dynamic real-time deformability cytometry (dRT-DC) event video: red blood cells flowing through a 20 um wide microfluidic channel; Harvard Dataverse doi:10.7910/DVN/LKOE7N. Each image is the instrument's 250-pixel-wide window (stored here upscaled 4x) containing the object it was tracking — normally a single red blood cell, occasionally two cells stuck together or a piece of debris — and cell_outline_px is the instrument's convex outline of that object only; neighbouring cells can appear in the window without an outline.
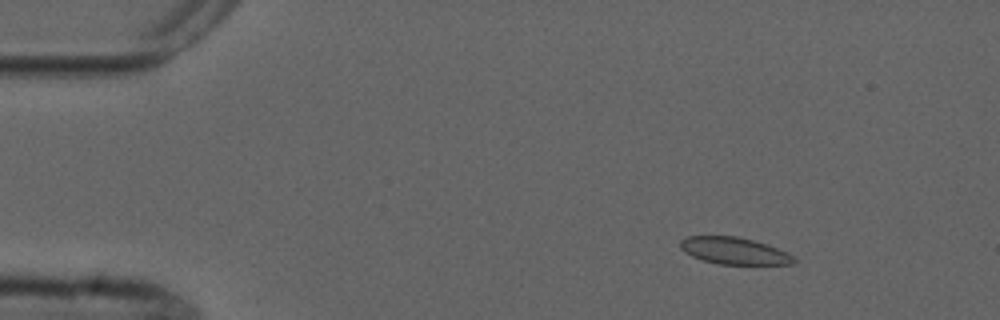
{"species": "common noctule bat (a hibernating species)", "species_latin": "Nyctalus noctula", "temperature_condition": "cold", "stored_images_in_passage": 3, "camera_frame_rate_fps": 3000, "um_per_image_px": 0.085, "animal": {"sex": "male", "forearm_length_mm": 52.5}, "frame": {"image": 1, "passage_image": 1, "time_ms": 0.0, "image_size_px": [1000, 320], "cell_outline_px": [[796, 260], [792, 264], [720, 264], [704, 260], [692, 256], [684, 252], [680, 248], [680, 240], [688, 236], [736, 236], [752, 240], [788, 252]], "centroid_in_image_um": [62.37, 21.31], "position_along_channel_um": 22.6, "area_um2": 17.57}}